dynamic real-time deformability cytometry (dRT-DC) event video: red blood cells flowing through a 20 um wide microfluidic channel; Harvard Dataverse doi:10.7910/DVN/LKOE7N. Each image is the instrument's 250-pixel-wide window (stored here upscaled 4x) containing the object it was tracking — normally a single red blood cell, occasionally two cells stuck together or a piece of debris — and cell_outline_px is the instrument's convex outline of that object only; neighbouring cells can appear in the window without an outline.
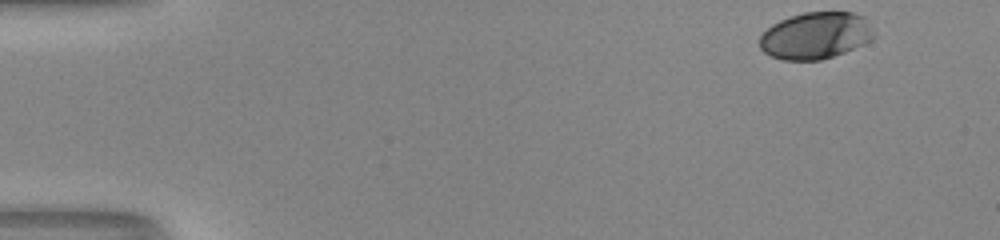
{"species": "human", "species_latin": "Homo sapiens", "temperature_condition": "room temperature", "stored_images_in_passage": 41, "camera_frame_rate_fps": 3000, "um_per_image_px": 0.085, "donor": {"sex": "male"}, "frame": {"image": 1, "passage_image": 1, "time_ms": 0.0, "image_size_px": [1000, 240], "cell_outline_px": [[876, 36], [872, 40], [864, 44], [844, 52], [820, 60], [780, 60], [764, 52], [760, 48], [760, 36], [772, 24], [780, 20], [804, 12], [852, 12], [864, 16], [872, 28]], "centroid_in_image_um": [69.35, 3.02], "position_along_channel_um": 15.7, "area_um2": 31.21}}
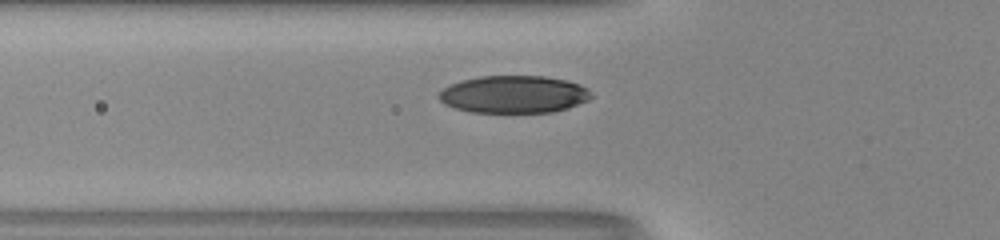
{"frame": {"image": 2, "passage_image": 16, "time_ms": 5.0, "image_size_px": [1000, 240], "cell_outline_px": [[592, 96], [588, 100], [568, 108], [552, 112], [472, 112], [456, 108], [444, 104], [436, 96], [444, 88], [460, 80], [480, 76], [544, 76], [568, 80], [580, 84], [588, 88], [592, 92]], "centroid_in_image_um": [43.69, 8.01], "position_along_channel_um": 82.1, "area_um2": 33.35}}
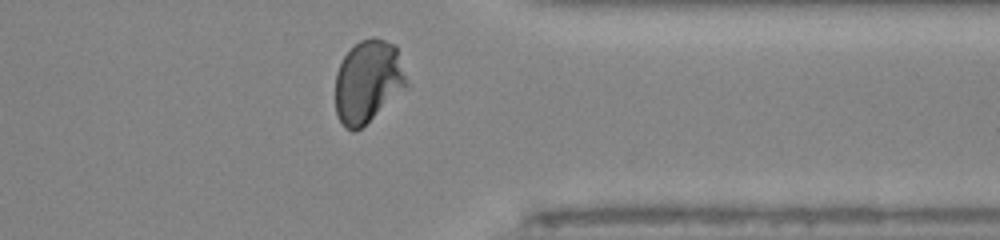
{"frame": {"image": 3, "passage_image": 38, "time_ms": 12.333, "image_size_px": [1000, 240], "cell_outline_px": [[408, 88], [356, 132], [352, 132], [344, 128], [336, 112], [336, 72], [344, 56], [360, 40], [372, 36], [396, 44], [408, 84]], "centroid_in_image_um": [31.3, 6.94], "position_along_channel_um": 380.1, "area_um2": 34.56}, "authors_computed_cell_mechanics": {"area_um2": 33.6974, "velocity_mm_per_s": 4.1419, "shape_relaxation_time_tau1_ms": 3.1454, "shape_relaxation_time_tau2_ms": 0.7364, "deformation_change_tau1": 0.1571, "deformation_change_tau2": 0.0359}}